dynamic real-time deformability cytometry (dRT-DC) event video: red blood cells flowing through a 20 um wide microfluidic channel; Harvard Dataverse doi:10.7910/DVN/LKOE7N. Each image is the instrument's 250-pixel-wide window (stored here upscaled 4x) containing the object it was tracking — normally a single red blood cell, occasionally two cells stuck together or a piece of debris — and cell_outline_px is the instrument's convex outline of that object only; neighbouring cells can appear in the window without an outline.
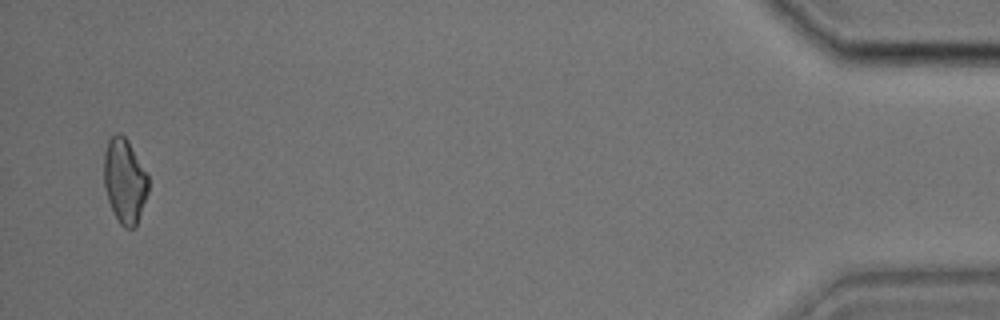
{"species": "common noctule bat (a hibernating species)", "species_latin": "Nyctalus noctula", "temperature_condition": "cold", "stored_images_in_passage": 31, "camera_frame_rate_fps": 3000, "um_per_image_px": 0.085, "animal": {"sex": "male", "body_mass_g": 17.9, "forearm_length_mm": 54.2}, "frame": {"image": 1, "passage_image": 31, "time_ms": 10.0, "image_size_px": [1000, 320], "cell_outline_px": [[148, 192], [136, 228], [124, 228], [120, 224], [108, 200], [104, 184], [104, 152], [108, 140], [116, 132], [120, 132], [128, 140], [148, 176]], "centroid_in_image_um": [10.59, 15.37], "position_along_channel_um": 424.6, "area_um2": 21.85}}